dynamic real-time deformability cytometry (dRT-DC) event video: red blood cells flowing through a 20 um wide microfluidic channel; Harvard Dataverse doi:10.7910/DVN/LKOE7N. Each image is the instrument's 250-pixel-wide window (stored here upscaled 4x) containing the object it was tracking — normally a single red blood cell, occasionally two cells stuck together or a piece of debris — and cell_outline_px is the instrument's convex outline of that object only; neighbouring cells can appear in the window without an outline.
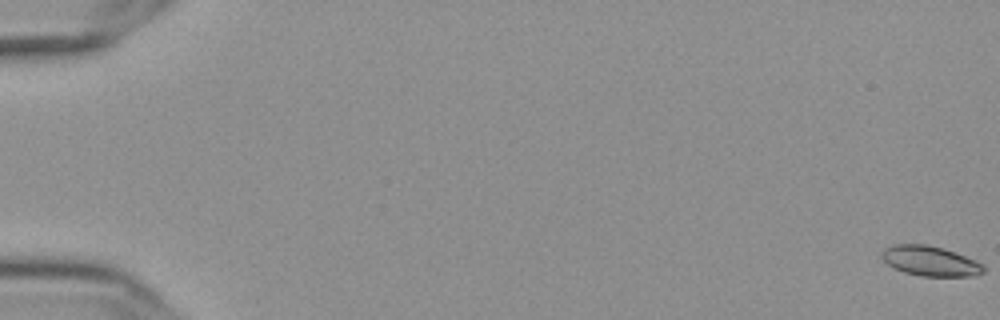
{"species": "Egyptian fruit bat (a non-hibernating species)", "species_latin": "Rousettus aegyptiacus", "temperature_condition": "cold", "stored_images_in_passage": 58, "camera_frame_rate_fps": 3000, "um_per_image_px": 0.085, "frame": {"image": 1, "passage_image": 1, "time_ms": 0.0, "image_size_px": [1000, 320], "cell_outline_px": [[984, 272], [976, 276], [920, 276], [904, 272], [892, 268], [880, 256], [880, 252], [884, 248], [892, 244], [924, 244], [944, 248], [976, 260], [984, 264]], "centroid_in_image_um": [79.05, 22.18], "position_along_channel_um": 5.9, "area_um2": 18.03}}
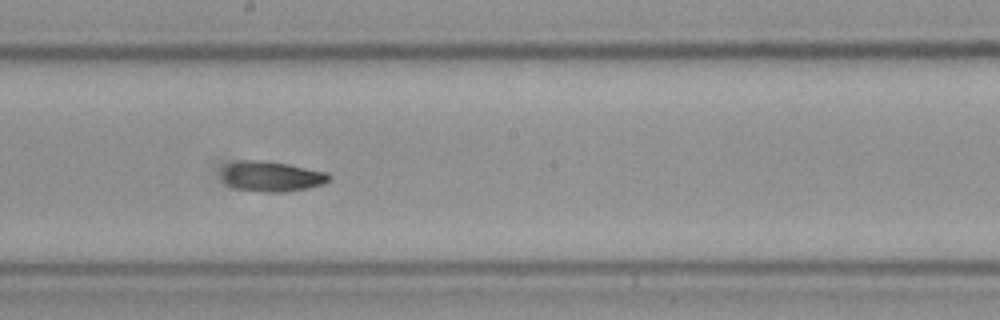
{"frame": {"image": 2, "passage_image": 34, "time_ms": 11.0, "image_size_px": [1000, 320], "cell_outline_px": [[332, 176], [324, 184], [308, 188], [288, 192], [260, 192], [236, 188], [228, 184], [220, 176], [224, 168], [228, 164], [240, 160], [260, 160], [288, 164], [328, 172]], "centroid_in_image_um": [23.11, 15.0], "position_along_channel_um": 225.1, "area_um2": 19.02}}
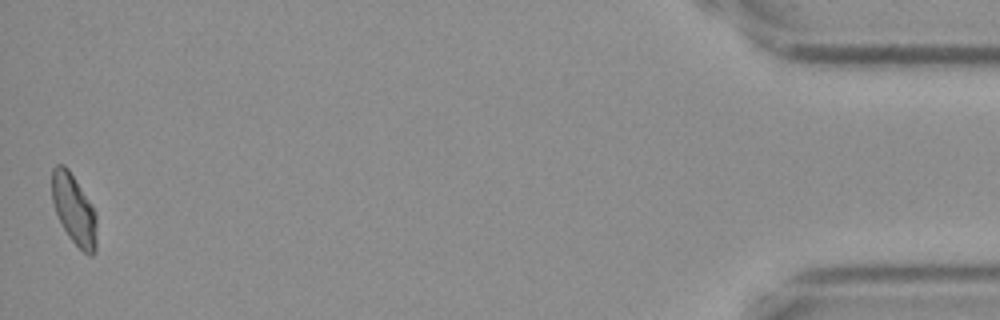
{"frame": {"image": 3, "passage_image": 58, "time_ms": 19.0, "image_size_px": [1000, 320], "cell_outline_px": [[96, 248], [92, 256], [88, 256], [68, 236], [56, 212], [52, 200], [52, 168], [56, 164], [64, 164], [68, 168], [96, 212]], "centroid_in_image_um": [6.29, 17.8], "position_along_channel_um": 428.9, "area_um2": 18.09}, "authors_computed_cell_mechanics": {"area_um2": 18.1781, "velocity_mm_per_s": 3.6127, "shape_relaxation_time_tau1_ms": 6.3948, "shape_relaxation_time_tau2_ms": 3.1297, "deformation_change_tau1": 0.1483, "deformation_change_tau2": 0.0737}}